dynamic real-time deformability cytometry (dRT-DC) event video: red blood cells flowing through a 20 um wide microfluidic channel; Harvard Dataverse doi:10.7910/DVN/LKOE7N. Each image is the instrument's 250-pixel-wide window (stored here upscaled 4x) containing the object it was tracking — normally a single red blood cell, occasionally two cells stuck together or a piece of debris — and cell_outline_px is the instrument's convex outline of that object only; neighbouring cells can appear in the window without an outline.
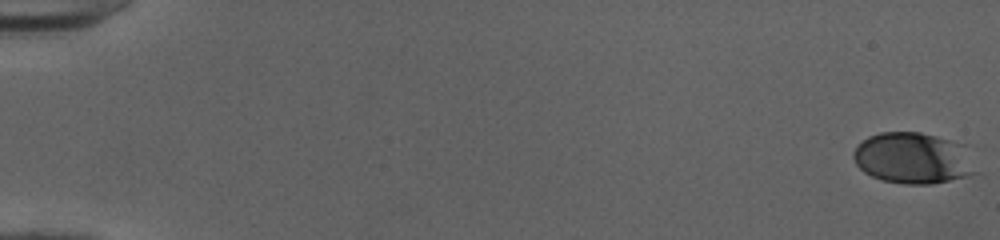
{"species": "human", "species_latin": "Homo sapiens", "temperature_condition": "cold", "stored_images_in_passage": 53, "camera_frame_rate_fps": 3000, "um_per_image_px": 0.085, "donor": {"sex": "female"}, "frame": {"image": 1, "passage_image": 1, "time_ms": 0.0, "image_size_px": [1000, 240], "cell_outline_px": [[980, 172], [972, 176], [932, 184], [904, 184], [880, 180], [864, 172], [856, 164], [852, 156], [852, 152], [856, 144], [868, 136], [880, 132], [920, 132], [936, 136], [948, 140]], "centroid_in_image_um": [77.47, 13.48], "position_along_channel_um": 7.5, "area_um2": 35.84}}
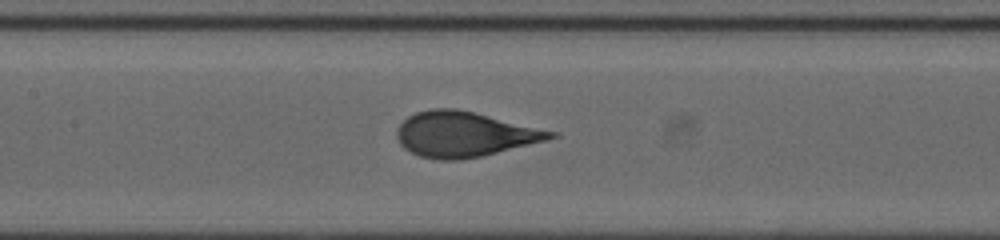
{"frame": {"image": 2, "passage_image": 27, "time_ms": 8.667, "image_size_px": [1000, 240], "cell_outline_px": [[560, 136], [548, 140], [480, 156], [460, 160], [440, 160], [420, 156], [404, 148], [400, 144], [396, 136], [396, 128], [408, 116], [416, 112], [432, 108], [456, 108], [560, 132]], "centroid_in_image_um": [39.49, 11.4], "position_along_channel_um": 167.9, "area_um2": 40.52}}
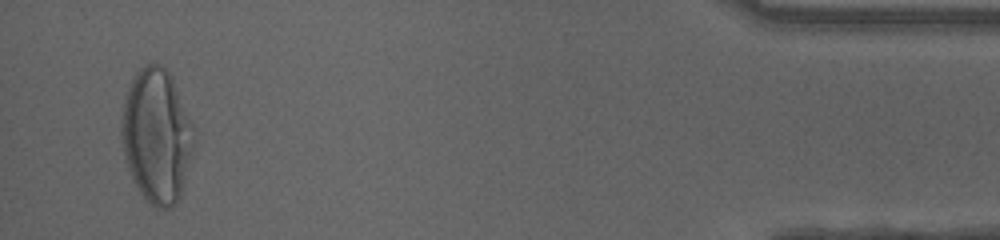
{"frame": {"image": 3, "passage_image": 51, "time_ms": 16.667, "image_size_px": [1000, 240], "cell_outline_px": [[196, 140], [192, 156], [180, 196], [168, 208], [156, 208], [140, 192], [128, 168], [124, 156], [120, 132], [120, 128], [124, 100], [132, 76], [140, 68], [148, 64], [156, 64], [164, 68], [168, 72], [172, 80], [192, 124]], "centroid_in_image_um": [13.3, 11.54], "position_along_channel_um": 421.9, "area_um2": 56.01}, "authors_computed_cell_mechanics": {"area_um2": 39.7664, "velocity_mm_per_s": 4.0207, "shape_relaxation_time_tau1_ms": 4.4816, "shape_relaxation_time_tau2_ms": null, "deformation_change_tau1": 0.2096, "deformation_change_tau2": null}}